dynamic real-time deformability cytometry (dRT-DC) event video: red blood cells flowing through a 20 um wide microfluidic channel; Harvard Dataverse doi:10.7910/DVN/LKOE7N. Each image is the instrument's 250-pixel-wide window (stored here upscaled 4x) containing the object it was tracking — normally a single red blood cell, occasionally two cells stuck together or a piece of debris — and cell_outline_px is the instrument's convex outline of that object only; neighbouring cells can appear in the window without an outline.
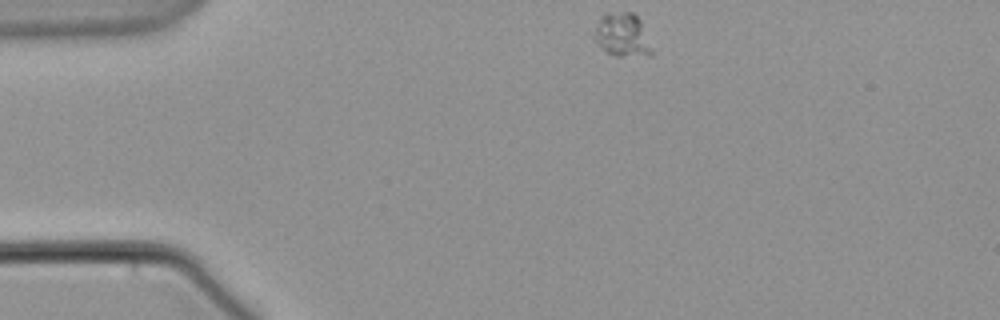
{"species": "common noctule bat (a hibernating species)", "species_latin": "Nyctalus noctula", "temperature_condition": "warm", "stored_images_in_passage": 5, "camera_frame_rate_fps": 3000, "um_per_image_px": 0.085, "animal": {"sex": "male", "body_mass_g": 21.5, "forearm_length_mm": 52.0}, "frame": {"image": 1, "passage_image": 1, "time_ms": 0.0, "image_size_px": [1000, 320], "cell_outline_px": [[652, 56], [616, 56], [608, 52], [596, 44], [592, 40], [592, 36], [600, 20], [608, 12], [632, 12], [640, 20], [652, 48]], "centroid_in_image_um": [52.9, 3.0], "position_along_channel_um": 32.1, "area_um2": 14.57}}
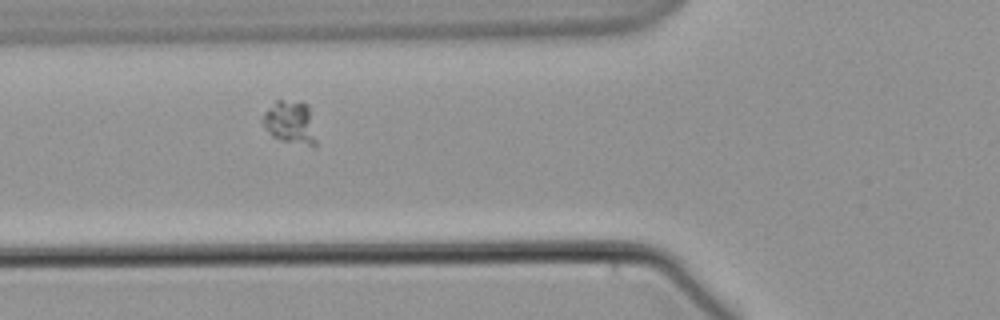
{"frame": {"image": 2, "passage_image": 4, "time_ms": 3.667, "image_size_px": [1000, 320], "cell_outline_px": [[316, 144], [312, 148], [280, 140], [272, 136], [264, 128], [260, 120], [264, 112], [276, 100], [300, 100], [308, 104], [316, 140]], "centroid_in_image_um": [24.66, 10.41], "position_along_channel_um": 101.1, "area_um2": 13.87}}